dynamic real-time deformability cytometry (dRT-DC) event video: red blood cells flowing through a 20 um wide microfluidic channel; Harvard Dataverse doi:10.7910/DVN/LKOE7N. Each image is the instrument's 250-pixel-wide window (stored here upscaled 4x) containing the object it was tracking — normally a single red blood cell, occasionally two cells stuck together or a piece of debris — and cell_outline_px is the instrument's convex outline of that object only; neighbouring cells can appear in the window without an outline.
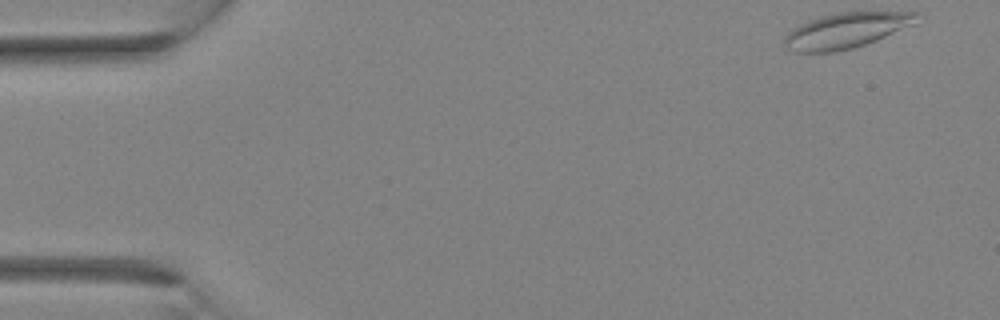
{"species": "Egyptian fruit bat (a non-hibernating species)", "species_latin": "Rousettus aegyptiacus", "temperature_condition": "room temperature", "stored_images_in_passage": 2, "camera_frame_rate_fps": 3000, "um_per_image_px": 0.085, "animal": {"sex": "female"}, "frame": {"image": 1, "passage_image": 2, "time_ms": 0.333, "image_size_px": [1000, 320], "cell_outline_px": [[920, 12], [916, 24], [876, 40], [852, 48], [832, 52], [796, 52], [788, 48], [784, 44], [784, 36], [792, 28], [808, 20], [820, 16], [840, 12]], "centroid_in_image_um": [71.93, 2.58], "position_along_channel_um": 13.1, "area_um2": 27.22}}